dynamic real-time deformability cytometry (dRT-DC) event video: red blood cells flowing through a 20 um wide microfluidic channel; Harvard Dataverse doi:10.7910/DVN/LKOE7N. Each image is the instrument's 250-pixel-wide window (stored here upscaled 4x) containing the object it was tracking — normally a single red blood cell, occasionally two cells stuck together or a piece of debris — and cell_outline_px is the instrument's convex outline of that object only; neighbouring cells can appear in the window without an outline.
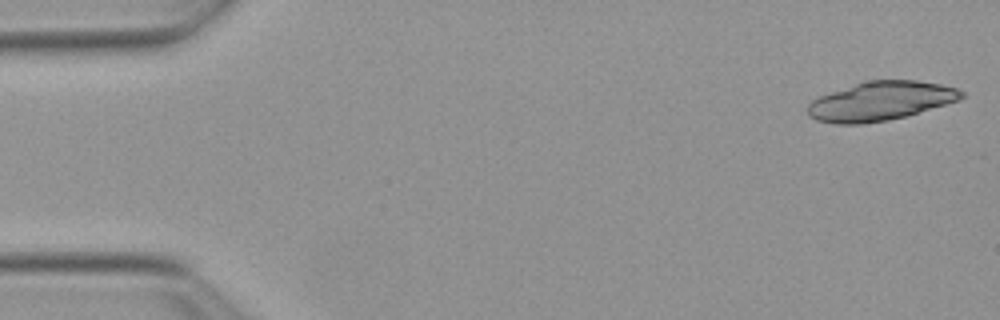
{"species": "Egyptian fruit bat (a non-hibernating species)", "species_latin": "Rousettus aegyptiacus", "temperature_condition": "warm", "stored_images_in_passage": 23, "camera_frame_rate_fps": 3000, "um_per_image_px": 0.085, "animal": {"sex": "female"}, "frame": {"image": 1, "passage_image": 1, "time_ms": 0.0, "image_size_px": [1000, 320], "cell_outline_px": [[964, 96], [960, 100], [904, 116], [888, 120], [864, 124], [836, 124], [816, 120], [808, 116], [808, 104], [812, 100], [820, 96], [864, 80], [916, 80], [940, 84], [956, 88], [964, 92]], "centroid_in_image_um": [74.83, 8.59], "position_along_channel_um": 10.2, "area_um2": 34.85}}